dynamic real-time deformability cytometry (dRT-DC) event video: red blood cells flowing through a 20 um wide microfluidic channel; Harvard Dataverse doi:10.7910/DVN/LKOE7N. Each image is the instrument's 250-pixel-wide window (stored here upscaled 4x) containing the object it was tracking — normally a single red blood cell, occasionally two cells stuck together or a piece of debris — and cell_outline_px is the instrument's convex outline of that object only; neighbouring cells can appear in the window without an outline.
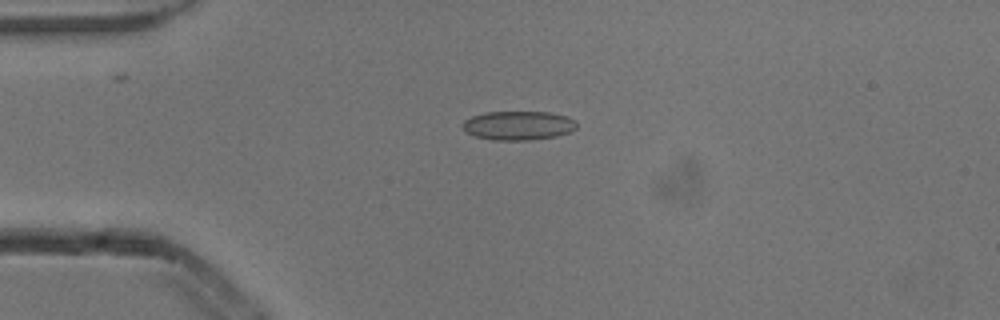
{"species": "common noctule bat (a hibernating species)", "species_latin": "Nyctalus noctula", "temperature_condition": "cold", "stored_images_in_passage": 5, "camera_frame_rate_fps": 3000, "um_per_image_px": 0.085, "animal": {"sex": "male", "body_mass_g": 13.3}, "frame": {"image": 1, "passage_image": 4, "time_ms": 1.0, "image_size_px": [1000, 320], "cell_outline_px": [[576, 128], [568, 132], [556, 136], [528, 140], [492, 140], [476, 136], [464, 132], [460, 124], [464, 120], [472, 116], [484, 112], [548, 112], [568, 116], [576, 120]], "centroid_in_image_um": [44.02, 10.66], "position_along_channel_um": 41.0, "area_um2": 19.42}}